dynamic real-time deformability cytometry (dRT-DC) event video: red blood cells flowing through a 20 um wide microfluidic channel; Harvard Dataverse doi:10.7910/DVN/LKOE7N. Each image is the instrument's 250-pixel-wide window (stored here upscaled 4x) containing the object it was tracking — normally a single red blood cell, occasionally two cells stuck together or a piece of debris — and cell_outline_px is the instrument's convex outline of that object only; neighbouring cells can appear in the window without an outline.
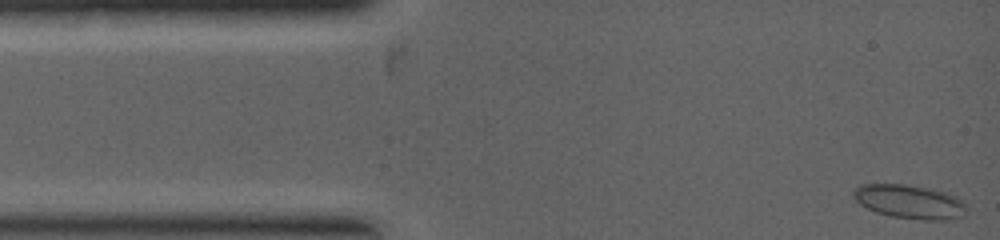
{"species": "common noctule bat (a hibernating species)", "species_latin": "Nyctalus noctula", "temperature_condition": "warm", "stored_images_in_passage": 16, "camera_frame_rate_fps": 5000, "um_per_image_px": 0.085, "animal": {"sex": "female", "body_mass_g": 19.0, "forearm_length_mm": 53.3}, "frame": {"image": 1, "passage_image": 1, "time_ms": 0.0, "image_size_px": [1000, 240], "cell_outline_px": [[964, 216], [944, 220], [924, 220], [892, 216], [876, 212], [860, 204], [852, 196], [852, 192], [860, 184], [904, 184], [928, 188], [944, 192], [956, 196], [964, 204]], "centroid_in_image_um": [77.28, 17.14], "position_along_channel_um": 7.7, "area_um2": 22.08}}
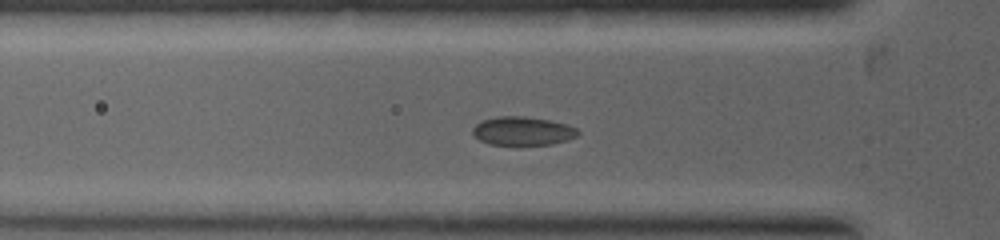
{"frame": {"image": 2, "passage_image": 14, "time_ms": 2.2, "image_size_px": [1000, 240], "cell_outline_px": [[580, 132], [576, 136], [568, 140], [552, 144], [488, 144], [480, 140], [472, 132], [472, 128], [480, 120], [496, 116], [524, 116], [548, 120], [568, 124], [576, 128]], "centroid_in_image_um": [44.42, 11.12], "position_along_channel_um": 81.4, "area_um2": 17.51}}
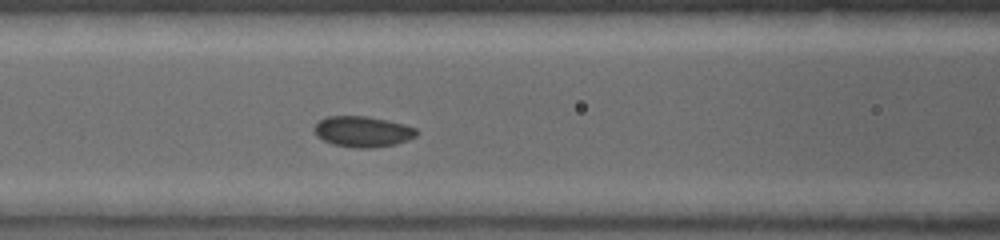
{"frame": {"image": 3, "passage_image": 16, "time_ms": 3.0, "image_size_px": [1000, 240], "cell_outline_px": [[420, 132], [416, 136], [408, 140], [396, 144], [372, 148], [360, 148], [332, 144], [316, 136], [312, 128], [320, 120], [328, 116], [368, 116], [388, 120], [404, 124], [416, 128]], "centroid_in_image_um": [30.85, 11.18], "position_along_channel_um": 135.8, "area_um2": 18.5}}